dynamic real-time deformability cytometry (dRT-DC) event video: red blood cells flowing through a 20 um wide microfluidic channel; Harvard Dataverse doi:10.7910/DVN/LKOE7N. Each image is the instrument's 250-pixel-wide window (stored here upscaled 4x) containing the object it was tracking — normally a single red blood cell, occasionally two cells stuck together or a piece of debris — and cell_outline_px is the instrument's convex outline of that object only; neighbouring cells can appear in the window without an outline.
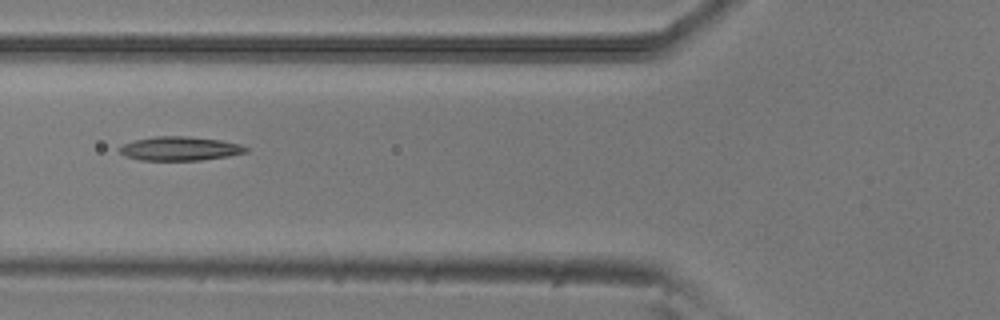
{"species": "common noctule bat (a hibernating species)", "species_latin": "Nyctalus noctula", "temperature_condition": "room temperature", "stored_images_in_passage": 6, "camera_frame_rate_fps": 3000, "um_per_image_px": 0.085, "animal": {"sex": "male", "body_mass_g": 20.5, "forearm_length_mm": 52.5}, "frame": {"image": 1, "passage_image": 6, "time_ms": 1.667, "image_size_px": [1000, 320], "cell_outline_px": [[248, 152], [228, 156], [200, 160], [140, 160], [124, 156], [116, 148], [124, 144], [136, 140], [156, 136], [188, 136], [220, 140], [240, 144], [248, 148]], "centroid_in_image_um": [15.28, 12.63], "position_along_channel_um": 110.5, "area_um2": 17.63}}